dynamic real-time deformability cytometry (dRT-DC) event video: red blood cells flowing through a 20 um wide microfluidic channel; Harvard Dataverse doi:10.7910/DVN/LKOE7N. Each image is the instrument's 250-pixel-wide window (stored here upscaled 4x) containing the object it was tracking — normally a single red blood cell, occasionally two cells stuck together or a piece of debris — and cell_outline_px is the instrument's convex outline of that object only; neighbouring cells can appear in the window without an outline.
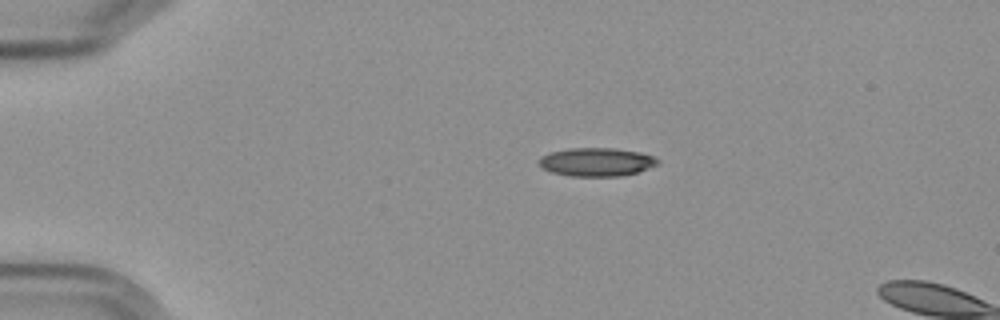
{"species": "Egyptian fruit bat (a non-hibernating species)", "species_latin": "Rousettus aegyptiacus", "temperature_condition": "cold", "stored_images_in_passage": 2, "camera_frame_rate_fps": 3000, "um_per_image_px": 0.085, "frame": {"image": 1, "passage_image": 1, "time_ms": 0.0, "image_size_px": [1000, 320], "cell_outline_px": [[660, 164], [624, 176], [568, 176], [552, 172], [544, 168], [536, 160], [540, 156], [552, 152], [568, 148], [612, 148], [640, 152], [652, 156], [660, 160]], "centroid_in_image_um": [50.71, 13.77], "position_along_channel_um": 34.3, "area_um2": 19.71}}